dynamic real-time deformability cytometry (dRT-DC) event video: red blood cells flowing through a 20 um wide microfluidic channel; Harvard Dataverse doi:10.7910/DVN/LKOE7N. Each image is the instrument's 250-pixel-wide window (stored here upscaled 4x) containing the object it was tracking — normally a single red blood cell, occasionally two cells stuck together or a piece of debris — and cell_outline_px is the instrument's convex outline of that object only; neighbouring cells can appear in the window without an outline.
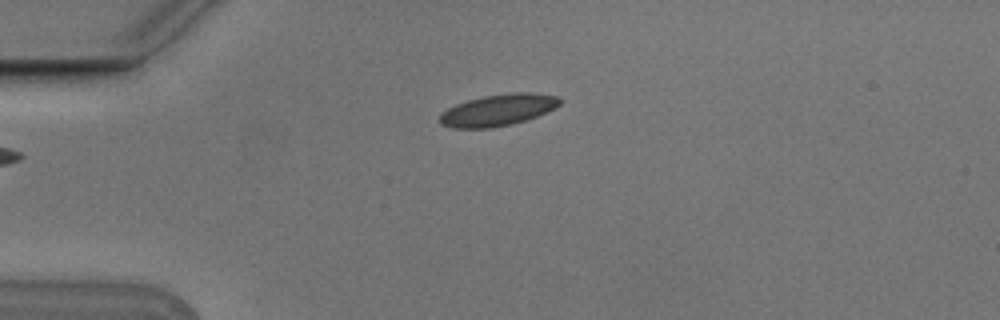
{"species": "Egyptian fruit bat (a non-hibernating species)", "species_latin": "Rousettus aegyptiacus", "temperature_condition": "cold", "stored_images_in_passage": 2, "camera_frame_rate_fps": 3000, "um_per_image_px": 0.085, "animal": {"sex": "male"}, "frame": {"image": 1, "passage_image": 2, "time_ms": 0.333, "image_size_px": [1000, 320], "cell_outline_px": [[564, 100], [556, 108], [536, 116], [512, 124], [492, 128], [452, 128], [440, 124], [440, 112], [456, 104], [468, 100], [484, 96], [512, 92], [528, 92], [560, 96]], "centroid_in_image_um": [42.35, 9.35], "position_along_channel_um": 42.6, "area_um2": 22.25}}